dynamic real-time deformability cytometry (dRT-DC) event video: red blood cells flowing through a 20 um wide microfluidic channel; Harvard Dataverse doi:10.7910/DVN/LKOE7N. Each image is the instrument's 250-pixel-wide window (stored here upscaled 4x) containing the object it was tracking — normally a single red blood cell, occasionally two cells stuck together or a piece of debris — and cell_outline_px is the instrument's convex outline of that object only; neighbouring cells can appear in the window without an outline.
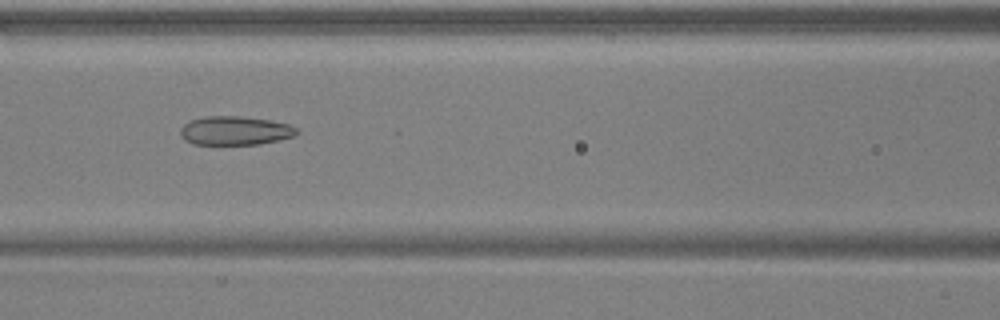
{"species": "common noctule bat (a hibernating species)", "species_latin": "Nyctalus noctula", "temperature_condition": "warm", "stored_images_in_passage": 11, "camera_frame_rate_fps": 3000, "um_per_image_px": 0.085, "animal": {"sex": "male", "body_mass_g": 17.9, "forearm_length_mm": 54.2}, "frame": {"image": 1, "passage_image": 7, "time_ms": 2.0, "image_size_px": [1000, 320], "cell_outline_px": [[300, 132], [296, 136], [280, 140], [260, 144], [192, 144], [184, 140], [180, 136], [180, 128], [188, 120], [204, 116], [240, 116], [272, 120], [288, 124], [296, 128]], "centroid_in_image_um": [19.98, 11.1], "position_along_channel_um": 146.6, "area_um2": 19.88}}
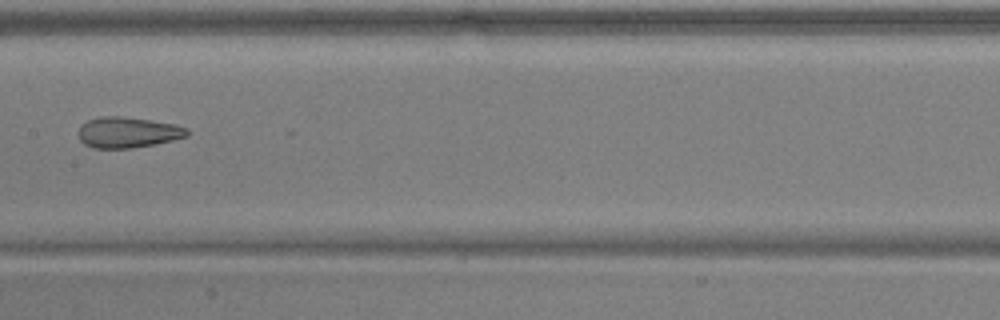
{"frame": {"image": 2, "passage_image": 8, "time_ms": 2.333, "image_size_px": [1000, 320], "cell_outline_px": [[188, 136], [172, 140], [132, 148], [92, 148], [84, 144], [80, 140], [80, 128], [88, 120], [104, 116], [120, 116], [176, 124], [188, 128]], "centroid_in_image_um": [10.88, 11.25], "position_along_channel_um": 196.5, "area_um2": 19.19}}
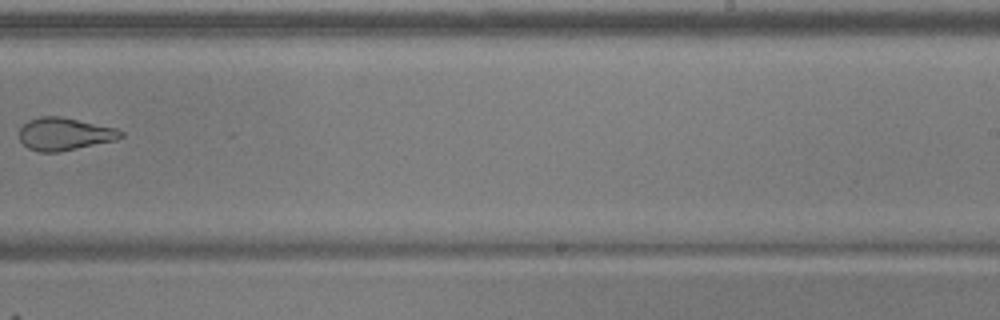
{"frame": {"image": 3, "passage_image": 10, "time_ms": 3.0, "image_size_px": [1000, 320], "cell_outline_px": [[124, 136], [116, 140], [60, 152], [40, 152], [28, 148], [20, 140], [20, 128], [28, 120], [40, 116], [60, 116], [116, 128], [124, 132]], "centroid_in_image_um": [5.49, 11.39], "position_along_channel_um": 283.5, "area_um2": 19.31}}